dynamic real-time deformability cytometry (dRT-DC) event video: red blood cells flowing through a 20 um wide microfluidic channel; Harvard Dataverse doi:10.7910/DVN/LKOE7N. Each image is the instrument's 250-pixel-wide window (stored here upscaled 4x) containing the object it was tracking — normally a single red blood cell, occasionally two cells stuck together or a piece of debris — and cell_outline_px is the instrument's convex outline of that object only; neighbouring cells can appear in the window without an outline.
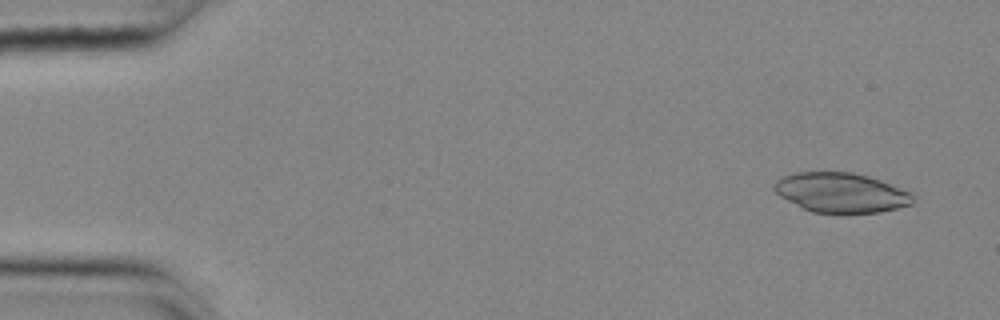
{"species": "common noctule bat (a hibernating species)", "species_latin": "Nyctalus noctula", "temperature_condition": "cold", "stored_images_in_passage": 53, "camera_frame_rate_fps": 3000, "um_per_image_px": 0.085, "animal": {"sex": "female", "body_mass_g": 25.1}, "frame": {"image": 1, "passage_image": 1, "time_ms": 0.0, "image_size_px": [1000, 320], "cell_outline_px": [[916, 200], [912, 204], [880, 212], [812, 212], [780, 196], [772, 188], [772, 184], [776, 180], [792, 172], [852, 172], [868, 176], [880, 180], [912, 192]], "centroid_in_image_um": [71.5, 16.35], "position_along_channel_um": 13.5, "area_um2": 31.96}}
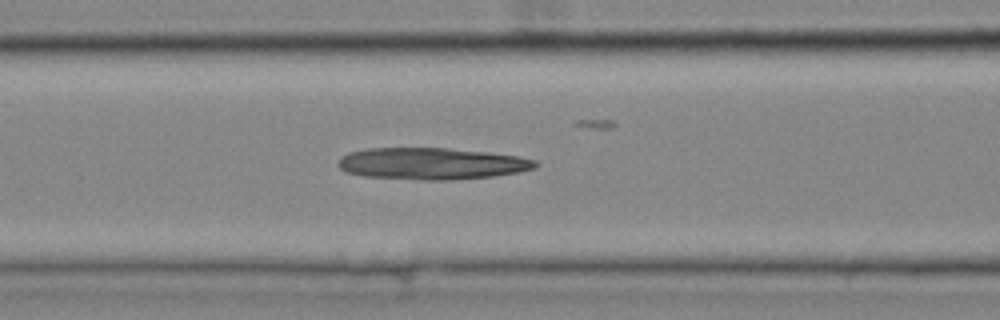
{"frame": {"image": 2, "passage_image": 20, "time_ms": 6.333, "image_size_px": [1000, 320], "cell_outline_px": [[540, 164], [536, 168], [520, 172], [492, 176], [452, 180], [428, 180], [364, 176], [348, 172], [340, 168], [336, 164], [340, 156], [348, 152], [364, 148], [448, 148], [520, 156], [536, 160]], "centroid_in_image_um": [36.69, 13.9], "position_along_channel_um": 129.9, "area_um2": 36.65}}
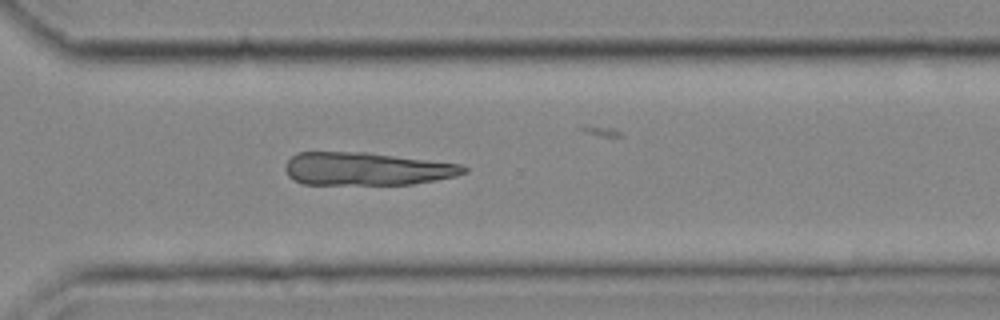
{"frame": {"image": 3, "passage_image": 37, "time_ms": 12.0, "image_size_px": [1000, 320], "cell_outline_px": [[468, 172], [456, 176], [412, 184], [304, 184], [292, 180], [288, 176], [284, 168], [288, 160], [296, 152], [368, 152], [460, 164], [468, 168]], "centroid_in_image_um": [31.14, 14.35], "position_along_channel_um": 339.5, "area_um2": 34.33}}